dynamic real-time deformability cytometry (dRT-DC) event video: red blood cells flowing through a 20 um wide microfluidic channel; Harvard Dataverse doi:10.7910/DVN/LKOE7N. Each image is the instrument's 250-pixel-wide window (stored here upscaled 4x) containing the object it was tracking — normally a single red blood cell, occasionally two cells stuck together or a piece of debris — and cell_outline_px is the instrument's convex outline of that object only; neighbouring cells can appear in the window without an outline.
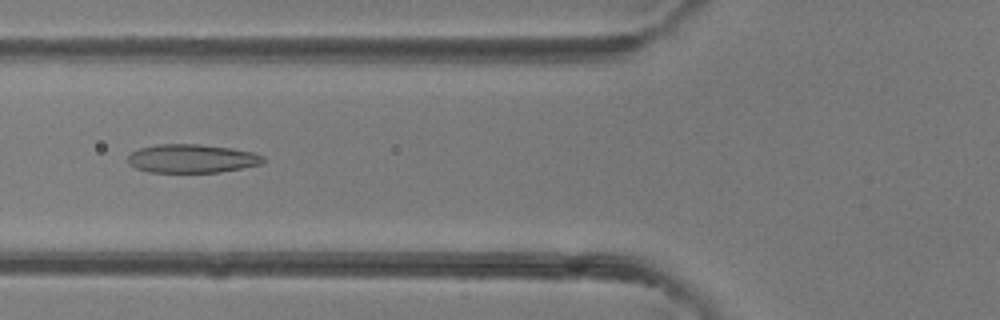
{"species": "common noctule bat (a hibernating species)", "species_latin": "Nyctalus noctula", "temperature_condition": "room temperature", "stored_images_in_passage": 4, "camera_frame_rate_fps": 3000, "um_per_image_px": 0.085, "animal": {"sex": "female"}, "frame": {"image": 1, "passage_image": 4, "time_ms": 3.333, "image_size_px": [1000, 320], "cell_outline_px": [[264, 160], [260, 164], [220, 172], [148, 172], [136, 168], [128, 164], [128, 156], [132, 152], [140, 148], [156, 144], [200, 144], [232, 148], [252, 152], [264, 156]], "centroid_in_image_um": [16.28, 13.47], "position_along_channel_um": 109.5, "area_um2": 22.48}}